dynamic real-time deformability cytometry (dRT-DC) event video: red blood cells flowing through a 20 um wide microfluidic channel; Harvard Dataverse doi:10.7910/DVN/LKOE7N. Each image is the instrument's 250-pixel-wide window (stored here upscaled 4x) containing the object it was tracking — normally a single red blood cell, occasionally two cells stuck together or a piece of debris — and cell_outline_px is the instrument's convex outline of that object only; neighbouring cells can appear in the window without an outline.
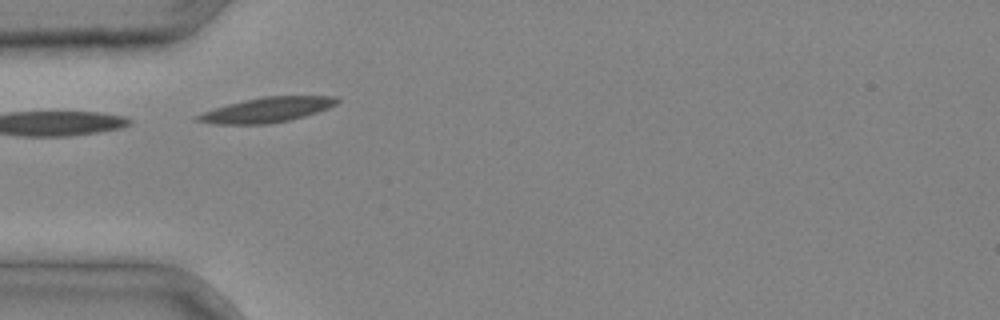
{"species": "common noctule bat (a hibernating species)", "species_latin": "Nyctalus noctula", "temperature_condition": "cold", "stored_images_in_passage": 2, "camera_frame_rate_fps": 3000, "um_per_image_px": 0.085, "animal": {"sex": "male", "body_mass_g": 20.4}, "frame": {"image": 1, "passage_image": 2, "time_ms": 0.333, "image_size_px": [1000, 320], "cell_outline_px": [[340, 100], [336, 104], [328, 108], [304, 116], [288, 120], [268, 124], [212, 124], [192, 120], [192, 116], [228, 104], [244, 100], [264, 96], [336, 96]], "centroid_in_image_um": [22.64, 9.34], "position_along_channel_um": 62.4, "area_um2": 20.23}}